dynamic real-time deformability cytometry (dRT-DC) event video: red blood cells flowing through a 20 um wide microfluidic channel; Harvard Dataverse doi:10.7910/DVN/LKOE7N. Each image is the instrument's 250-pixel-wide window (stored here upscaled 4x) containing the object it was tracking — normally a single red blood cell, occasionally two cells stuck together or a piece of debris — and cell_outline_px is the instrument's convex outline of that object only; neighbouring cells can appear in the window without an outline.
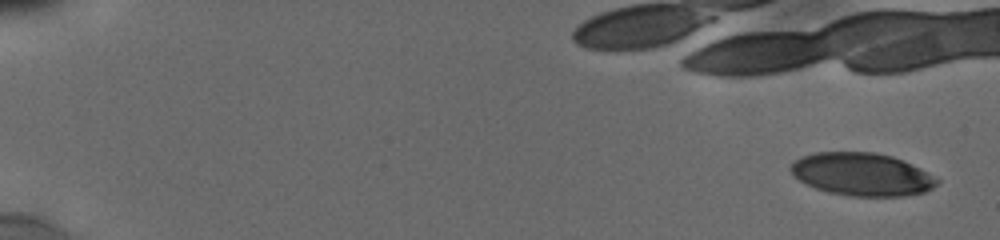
{"species": "human", "species_latin": "Homo sapiens", "temperature_condition": "cold", "stored_images_in_passage": 9, "camera_frame_rate_fps": 3000, "um_per_image_px": 0.085, "donor": {"sex": "male"}, "frame": {"image": 1, "passage_image": 1, "time_ms": 0.0, "image_size_px": [1000, 240], "cell_outline_px": [[940, 180], [932, 188], [924, 192], [904, 196], [848, 196], [828, 192], [816, 188], [800, 180], [788, 168], [796, 160], [804, 156], [816, 152], [876, 152], [892, 156], [912, 164], [928, 172]], "centroid_in_image_um": [73.29, 14.82], "position_along_channel_um": 11.7, "area_um2": 36.36}}